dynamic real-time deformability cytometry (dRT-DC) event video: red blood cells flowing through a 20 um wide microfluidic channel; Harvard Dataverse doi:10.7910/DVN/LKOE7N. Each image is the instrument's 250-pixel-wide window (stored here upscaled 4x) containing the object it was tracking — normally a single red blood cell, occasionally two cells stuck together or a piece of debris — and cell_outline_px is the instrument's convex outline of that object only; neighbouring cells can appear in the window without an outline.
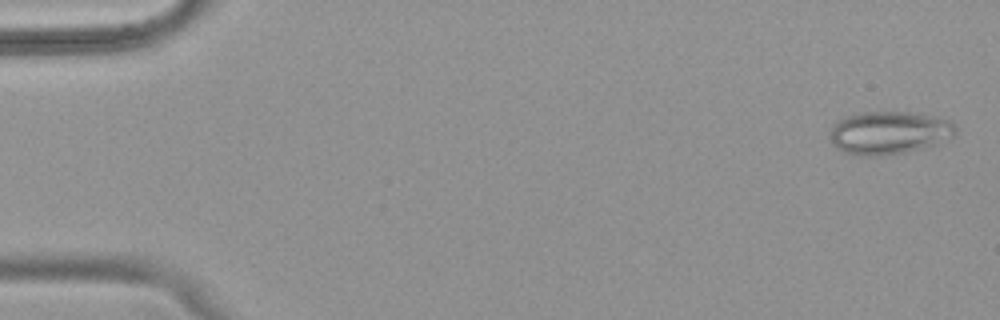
{"species": "common noctule bat (a hibernating species)", "species_latin": "Nyctalus noctula", "temperature_condition": "warm", "stored_images_in_passage": 52, "camera_frame_rate_fps": 3000, "um_per_image_px": 0.085, "animal": {"sex": "female", "body_mass_g": 18.4}, "frame": {"image": 1, "passage_image": 2, "time_ms": 0.333, "image_size_px": [1000, 320], "cell_outline_px": [[956, 132], [952, 136], [932, 148], [908, 152], [880, 156], [856, 156], [844, 152], [836, 148], [832, 144], [832, 128], [836, 120], [848, 116], [864, 112], [908, 112], [948, 120], [956, 128]], "centroid_in_image_um": [75.57, 11.32], "position_along_channel_um": 9.4, "area_um2": 31.56}}
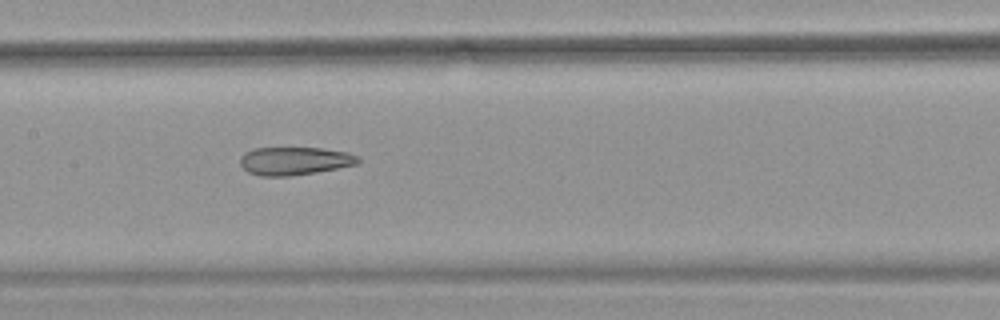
{"frame": {"image": 2, "passage_image": 26, "time_ms": 8.333, "image_size_px": [1000, 320], "cell_outline_px": [[360, 160], [356, 164], [316, 172], [292, 176], [260, 176], [248, 172], [240, 164], [240, 156], [244, 152], [252, 148], [320, 148], [348, 152], [360, 156]], "centroid_in_image_um": [25.01, 13.67], "position_along_channel_um": 182.4, "area_um2": 19.36}}
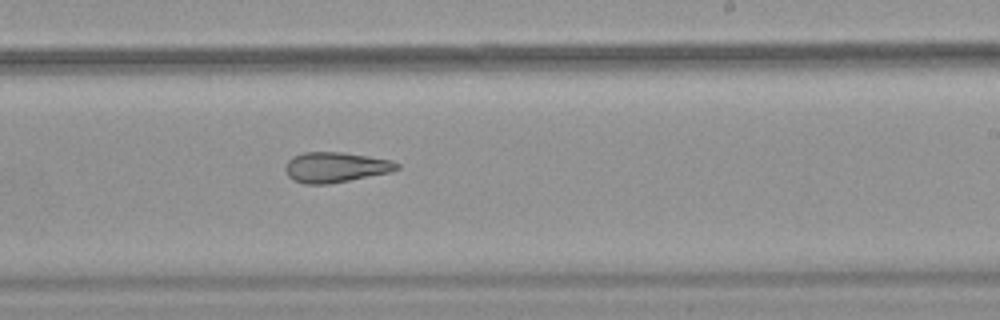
{"frame": {"image": 3, "passage_image": 32, "time_ms": 10.333, "image_size_px": [1000, 320], "cell_outline_px": [[400, 168], [388, 172], [328, 184], [304, 184], [292, 180], [288, 176], [284, 168], [288, 160], [292, 156], [304, 152], [340, 152], [368, 156], [392, 160], [400, 164]], "centroid_in_image_um": [28.48, 14.21], "position_along_channel_um": 260.5, "area_um2": 19.59}, "authors_computed_cell_mechanics": {"area_um2": 23.2645, "velocity_mm_per_s": 3.9287, "shape_relaxation_time_tau1_ms": null, "shape_relaxation_time_tau2_ms": 3.8352, "deformation_change_tau1": null, "deformation_change_tau2": 0.1378}}